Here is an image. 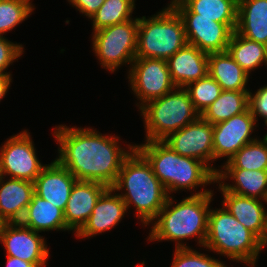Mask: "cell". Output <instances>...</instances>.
<instances>
[{
  "mask_svg": "<svg viewBox=\"0 0 267 267\" xmlns=\"http://www.w3.org/2000/svg\"><path fill=\"white\" fill-rule=\"evenodd\" d=\"M53 136L58 147L55 160L79 181H95L112 187L123 160L135 145L120 147V137L104 135L94 128L55 126ZM128 149V150H127Z\"/></svg>",
  "mask_w": 267,
  "mask_h": 267,
  "instance_id": "6da1fadb",
  "label": "cell"
},
{
  "mask_svg": "<svg viewBox=\"0 0 267 267\" xmlns=\"http://www.w3.org/2000/svg\"><path fill=\"white\" fill-rule=\"evenodd\" d=\"M213 195V191L203 195H191L179 203L169 196L157 217L150 223L152 229L147 240L173 241L176 243L174 248H190L184 240L197 238L198 245L204 246Z\"/></svg>",
  "mask_w": 267,
  "mask_h": 267,
  "instance_id": "7a4b0ae2",
  "label": "cell"
},
{
  "mask_svg": "<svg viewBox=\"0 0 267 267\" xmlns=\"http://www.w3.org/2000/svg\"><path fill=\"white\" fill-rule=\"evenodd\" d=\"M112 188L126 204L133 206L136 217L147 227L164 207L168 194L153 172L151 164L134 148L123 160L117 180Z\"/></svg>",
  "mask_w": 267,
  "mask_h": 267,
  "instance_id": "3957f363",
  "label": "cell"
},
{
  "mask_svg": "<svg viewBox=\"0 0 267 267\" xmlns=\"http://www.w3.org/2000/svg\"><path fill=\"white\" fill-rule=\"evenodd\" d=\"M135 148L151 164L156 177L163 184L168 196L171 192L195 190L202 186V191L191 195H203L213 190L204 189L216 182V174L198 159L185 157L173 151L163 141H145L135 144ZM196 188V189H195Z\"/></svg>",
  "mask_w": 267,
  "mask_h": 267,
  "instance_id": "277c9868",
  "label": "cell"
},
{
  "mask_svg": "<svg viewBox=\"0 0 267 267\" xmlns=\"http://www.w3.org/2000/svg\"><path fill=\"white\" fill-rule=\"evenodd\" d=\"M204 248L230 259L255 267L263 242L245 228L223 205L208 214V232Z\"/></svg>",
  "mask_w": 267,
  "mask_h": 267,
  "instance_id": "5b68a950",
  "label": "cell"
},
{
  "mask_svg": "<svg viewBox=\"0 0 267 267\" xmlns=\"http://www.w3.org/2000/svg\"><path fill=\"white\" fill-rule=\"evenodd\" d=\"M151 16L138 17L136 58L168 60L187 44L183 21L175 10Z\"/></svg>",
  "mask_w": 267,
  "mask_h": 267,
  "instance_id": "8992f818",
  "label": "cell"
},
{
  "mask_svg": "<svg viewBox=\"0 0 267 267\" xmlns=\"http://www.w3.org/2000/svg\"><path fill=\"white\" fill-rule=\"evenodd\" d=\"M139 111L144 119L145 141H162L200 116L183 87L148 102Z\"/></svg>",
  "mask_w": 267,
  "mask_h": 267,
  "instance_id": "52a82bcc",
  "label": "cell"
},
{
  "mask_svg": "<svg viewBox=\"0 0 267 267\" xmlns=\"http://www.w3.org/2000/svg\"><path fill=\"white\" fill-rule=\"evenodd\" d=\"M138 18L92 32V48L101 67L111 73L136 58ZM117 69V70H116Z\"/></svg>",
  "mask_w": 267,
  "mask_h": 267,
  "instance_id": "ba28073f",
  "label": "cell"
},
{
  "mask_svg": "<svg viewBox=\"0 0 267 267\" xmlns=\"http://www.w3.org/2000/svg\"><path fill=\"white\" fill-rule=\"evenodd\" d=\"M129 85L140 110L148 102L168 94L176 88L173 83L167 60L135 58L128 68Z\"/></svg>",
  "mask_w": 267,
  "mask_h": 267,
  "instance_id": "9c48e42d",
  "label": "cell"
},
{
  "mask_svg": "<svg viewBox=\"0 0 267 267\" xmlns=\"http://www.w3.org/2000/svg\"><path fill=\"white\" fill-rule=\"evenodd\" d=\"M0 147V175L34 182L47 164H42L28 130L12 135Z\"/></svg>",
  "mask_w": 267,
  "mask_h": 267,
  "instance_id": "30bf717a",
  "label": "cell"
},
{
  "mask_svg": "<svg viewBox=\"0 0 267 267\" xmlns=\"http://www.w3.org/2000/svg\"><path fill=\"white\" fill-rule=\"evenodd\" d=\"M162 141L179 155L205 163L215 174L219 171L210 164L214 162L213 125L201 116Z\"/></svg>",
  "mask_w": 267,
  "mask_h": 267,
  "instance_id": "8fae6325",
  "label": "cell"
},
{
  "mask_svg": "<svg viewBox=\"0 0 267 267\" xmlns=\"http://www.w3.org/2000/svg\"><path fill=\"white\" fill-rule=\"evenodd\" d=\"M175 11L183 21L187 44L207 53L227 51L233 31L225 23L198 17L185 4Z\"/></svg>",
  "mask_w": 267,
  "mask_h": 267,
  "instance_id": "7c38bea8",
  "label": "cell"
},
{
  "mask_svg": "<svg viewBox=\"0 0 267 267\" xmlns=\"http://www.w3.org/2000/svg\"><path fill=\"white\" fill-rule=\"evenodd\" d=\"M6 256L31 262L35 267H45L50 251L45 237L20 222L4 223L0 233Z\"/></svg>",
  "mask_w": 267,
  "mask_h": 267,
  "instance_id": "4fadbf2b",
  "label": "cell"
},
{
  "mask_svg": "<svg viewBox=\"0 0 267 267\" xmlns=\"http://www.w3.org/2000/svg\"><path fill=\"white\" fill-rule=\"evenodd\" d=\"M256 121L250 110L234 115L229 120L213 125L214 161L226 158L227 162L243 146L258 139L251 136Z\"/></svg>",
  "mask_w": 267,
  "mask_h": 267,
  "instance_id": "5bb4252c",
  "label": "cell"
},
{
  "mask_svg": "<svg viewBox=\"0 0 267 267\" xmlns=\"http://www.w3.org/2000/svg\"><path fill=\"white\" fill-rule=\"evenodd\" d=\"M126 213L125 202L112 187H109L100 196L90 217L75 236L79 239H89L97 234L110 231L119 225Z\"/></svg>",
  "mask_w": 267,
  "mask_h": 267,
  "instance_id": "9a60e30c",
  "label": "cell"
},
{
  "mask_svg": "<svg viewBox=\"0 0 267 267\" xmlns=\"http://www.w3.org/2000/svg\"><path fill=\"white\" fill-rule=\"evenodd\" d=\"M219 191L223 196L222 204L245 228L252 231L265 248L267 231L266 200L250 198L226 191L219 183ZM265 202V203H262Z\"/></svg>",
  "mask_w": 267,
  "mask_h": 267,
  "instance_id": "2e32d148",
  "label": "cell"
},
{
  "mask_svg": "<svg viewBox=\"0 0 267 267\" xmlns=\"http://www.w3.org/2000/svg\"><path fill=\"white\" fill-rule=\"evenodd\" d=\"M109 187L95 181L77 180L64 209L66 226L76 234L90 217L100 196Z\"/></svg>",
  "mask_w": 267,
  "mask_h": 267,
  "instance_id": "e0dca14e",
  "label": "cell"
},
{
  "mask_svg": "<svg viewBox=\"0 0 267 267\" xmlns=\"http://www.w3.org/2000/svg\"><path fill=\"white\" fill-rule=\"evenodd\" d=\"M77 179L55 159L47 164L34 181V193L64 211Z\"/></svg>",
  "mask_w": 267,
  "mask_h": 267,
  "instance_id": "ac0fdd59",
  "label": "cell"
},
{
  "mask_svg": "<svg viewBox=\"0 0 267 267\" xmlns=\"http://www.w3.org/2000/svg\"><path fill=\"white\" fill-rule=\"evenodd\" d=\"M167 65L176 87L185 88L208 74V53L186 44L167 60Z\"/></svg>",
  "mask_w": 267,
  "mask_h": 267,
  "instance_id": "d6986e66",
  "label": "cell"
},
{
  "mask_svg": "<svg viewBox=\"0 0 267 267\" xmlns=\"http://www.w3.org/2000/svg\"><path fill=\"white\" fill-rule=\"evenodd\" d=\"M33 194L34 182L0 175V219L4 223L20 222Z\"/></svg>",
  "mask_w": 267,
  "mask_h": 267,
  "instance_id": "ffe728a7",
  "label": "cell"
},
{
  "mask_svg": "<svg viewBox=\"0 0 267 267\" xmlns=\"http://www.w3.org/2000/svg\"><path fill=\"white\" fill-rule=\"evenodd\" d=\"M227 179L235 183L225 182ZM215 183H219L228 192L260 200L267 199V170L221 168L216 174Z\"/></svg>",
  "mask_w": 267,
  "mask_h": 267,
  "instance_id": "44dd1931",
  "label": "cell"
},
{
  "mask_svg": "<svg viewBox=\"0 0 267 267\" xmlns=\"http://www.w3.org/2000/svg\"><path fill=\"white\" fill-rule=\"evenodd\" d=\"M235 31L246 39L267 45V0H238Z\"/></svg>",
  "mask_w": 267,
  "mask_h": 267,
  "instance_id": "7402d4cb",
  "label": "cell"
},
{
  "mask_svg": "<svg viewBox=\"0 0 267 267\" xmlns=\"http://www.w3.org/2000/svg\"><path fill=\"white\" fill-rule=\"evenodd\" d=\"M20 223L34 231H71L65 223L64 211L35 193Z\"/></svg>",
  "mask_w": 267,
  "mask_h": 267,
  "instance_id": "603a6c76",
  "label": "cell"
},
{
  "mask_svg": "<svg viewBox=\"0 0 267 267\" xmlns=\"http://www.w3.org/2000/svg\"><path fill=\"white\" fill-rule=\"evenodd\" d=\"M208 74L222 90L250 91L249 75L234 61L228 51L208 53Z\"/></svg>",
  "mask_w": 267,
  "mask_h": 267,
  "instance_id": "cb8c5ba5",
  "label": "cell"
},
{
  "mask_svg": "<svg viewBox=\"0 0 267 267\" xmlns=\"http://www.w3.org/2000/svg\"><path fill=\"white\" fill-rule=\"evenodd\" d=\"M227 51L249 76L262 63L267 66V45L246 39L236 31L231 35Z\"/></svg>",
  "mask_w": 267,
  "mask_h": 267,
  "instance_id": "d4e9b609",
  "label": "cell"
},
{
  "mask_svg": "<svg viewBox=\"0 0 267 267\" xmlns=\"http://www.w3.org/2000/svg\"><path fill=\"white\" fill-rule=\"evenodd\" d=\"M249 91L222 90L219 97L200 115L212 125L248 110Z\"/></svg>",
  "mask_w": 267,
  "mask_h": 267,
  "instance_id": "484cf974",
  "label": "cell"
},
{
  "mask_svg": "<svg viewBox=\"0 0 267 267\" xmlns=\"http://www.w3.org/2000/svg\"><path fill=\"white\" fill-rule=\"evenodd\" d=\"M184 4L198 17L225 23L233 32L236 30L238 0H185Z\"/></svg>",
  "mask_w": 267,
  "mask_h": 267,
  "instance_id": "4316f807",
  "label": "cell"
},
{
  "mask_svg": "<svg viewBox=\"0 0 267 267\" xmlns=\"http://www.w3.org/2000/svg\"><path fill=\"white\" fill-rule=\"evenodd\" d=\"M220 167L267 170V134L243 146Z\"/></svg>",
  "mask_w": 267,
  "mask_h": 267,
  "instance_id": "83f0119b",
  "label": "cell"
},
{
  "mask_svg": "<svg viewBox=\"0 0 267 267\" xmlns=\"http://www.w3.org/2000/svg\"><path fill=\"white\" fill-rule=\"evenodd\" d=\"M136 0H105L90 17L93 32L101 28L123 23L132 18Z\"/></svg>",
  "mask_w": 267,
  "mask_h": 267,
  "instance_id": "f1b7e54d",
  "label": "cell"
},
{
  "mask_svg": "<svg viewBox=\"0 0 267 267\" xmlns=\"http://www.w3.org/2000/svg\"><path fill=\"white\" fill-rule=\"evenodd\" d=\"M34 8L32 0H0V36L29 18Z\"/></svg>",
  "mask_w": 267,
  "mask_h": 267,
  "instance_id": "f546056e",
  "label": "cell"
},
{
  "mask_svg": "<svg viewBox=\"0 0 267 267\" xmlns=\"http://www.w3.org/2000/svg\"><path fill=\"white\" fill-rule=\"evenodd\" d=\"M185 89L189 93L195 110L201 115L221 94V86L209 75L189 83Z\"/></svg>",
  "mask_w": 267,
  "mask_h": 267,
  "instance_id": "4dcf8cb0",
  "label": "cell"
},
{
  "mask_svg": "<svg viewBox=\"0 0 267 267\" xmlns=\"http://www.w3.org/2000/svg\"><path fill=\"white\" fill-rule=\"evenodd\" d=\"M225 261L190 248H175L171 267H228Z\"/></svg>",
  "mask_w": 267,
  "mask_h": 267,
  "instance_id": "1f68e13d",
  "label": "cell"
},
{
  "mask_svg": "<svg viewBox=\"0 0 267 267\" xmlns=\"http://www.w3.org/2000/svg\"><path fill=\"white\" fill-rule=\"evenodd\" d=\"M23 48L22 44L11 42L5 36H0V75L12 76L11 72L6 70L10 64L12 65L22 56Z\"/></svg>",
  "mask_w": 267,
  "mask_h": 267,
  "instance_id": "d6a6232c",
  "label": "cell"
},
{
  "mask_svg": "<svg viewBox=\"0 0 267 267\" xmlns=\"http://www.w3.org/2000/svg\"><path fill=\"white\" fill-rule=\"evenodd\" d=\"M248 109L257 123L258 116L264 119V123L267 126V84L263 86L255 93L248 92Z\"/></svg>",
  "mask_w": 267,
  "mask_h": 267,
  "instance_id": "836d02e7",
  "label": "cell"
},
{
  "mask_svg": "<svg viewBox=\"0 0 267 267\" xmlns=\"http://www.w3.org/2000/svg\"><path fill=\"white\" fill-rule=\"evenodd\" d=\"M69 4L89 19L105 2V0H68Z\"/></svg>",
  "mask_w": 267,
  "mask_h": 267,
  "instance_id": "e575fe53",
  "label": "cell"
},
{
  "mask_svg": "<svg viewBox=\"0 0 267 267\" xmlns=\"http://www.w3.org/2000/svg\"><path fill=\"white\" fill-rule=\"evenodd\" d=\"M12 82V77L7 75H0V101L5 98Z\"/></svg>",
  "mask_w": 267,
  "mask_h": 267,
  "instance_id": "d590c367",
  "label": "cell"
},
{
  "mask_svg": "<svg viewBox=\"0 0 267 267\" xmlns=\"http://www.w3.org/2000/svg\"><path fill=\"white\" fill-rule=\"evenodd\" d=\"M6 257H7L6 267H35L31 262L12 256H6Z\"/></svg>",
  "mask_w": 267,
  "mask_h": 267,
  "instance_id": "8d00e7d4",
  "label": "cell"
},
{
  "mask_svg": "<svg viewBox=\"0 0 267 267\" xmlns=\"http://www.w3.org/2000/svg\"><path fill=\"white\" fill-rule=\"evenodd\" d=\"M185 0H171L170 4L168 3L167 7L163 8V10H175L177 7L183 5Z\"/></svg>",
  "mask_w": 267,
  "mask_h": 267,
  "instance_id": "74e56055",
  "label": "cell"
},
{
  "mask_svg": "<svg viewBox=\"0 0 267 267\" xmlns=\"http://www.w3.org/2000/svg\"><path fill=\"white\" fill-rule=\"evenodd\" d=\"M3 224H4V222L0 219V233H1V229H2Z\"/></svg>",
  "mask_w": 267,
  "mask_h": 267,
  "instance_id": "f35d334b",
  "label": "cell"
},
{
  "mask_svg": "<svg viewBox=\"0 0 267 267\" xmlns=\"http://www.w3.org/2000/svg\"><path fill=\"white\" fill-rule=\"evenodd\" d=\"M144 266H145V262H144V260H143V262L140 263V265H139L138 267H144Z\"/></svg>",
  "mask_w": 267,
  "mask_h": 267,
  "instance_id": "ab89813d",
  "label": "cell"
},
{
  "mask_svg": "<svg viewBox=\"0 0 267 267\" xmlns=\"http://www.w3.org/2000/svg\"><path fill=\"white\" fill-rule=\"evenodd\" d=\"M267 245V231H266V237H265V246Z\"/></svg>",
  "mask_w": 267,
  "mask_h": 267,
  "instance_id": "60d3db41",
  "label": "cell"
}]
</instances>
